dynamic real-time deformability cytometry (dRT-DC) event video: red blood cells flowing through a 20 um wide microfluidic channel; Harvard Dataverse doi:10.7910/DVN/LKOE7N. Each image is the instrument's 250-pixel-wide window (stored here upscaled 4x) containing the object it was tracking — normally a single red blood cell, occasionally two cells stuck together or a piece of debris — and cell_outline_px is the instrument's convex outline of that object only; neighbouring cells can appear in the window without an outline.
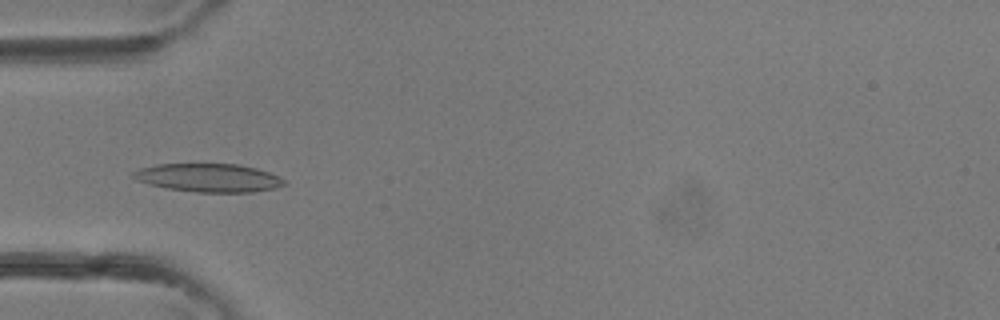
{"species": "common noctule bat (a hibernating species)", "species_latin": "Nyctalus noctula", "temperature_condition": "room temperature", "stored_images_in_passage": 3, "camera_frame_rate_fps": 3000, "um_per_image_px": 0.085, "animal": {"sex": "female"}, "frame": {"image": 1, "passage_image": 3, "time_ms": 0.667, "image_size_px": [1000, 320], "cell_outline_px": [[288, 184], [276, 188], [252, 192], [196, 192], [168, 188], [148, 184], [136, 180], [132, 176], [132, 172], [140, 168], [156, 164], [240, 164], [256, 168], [280, 176]], "centroid_in_image_um": [17.75, 15.11], "position_along_channel_um": 67.2, "area_um2": 25.03}}